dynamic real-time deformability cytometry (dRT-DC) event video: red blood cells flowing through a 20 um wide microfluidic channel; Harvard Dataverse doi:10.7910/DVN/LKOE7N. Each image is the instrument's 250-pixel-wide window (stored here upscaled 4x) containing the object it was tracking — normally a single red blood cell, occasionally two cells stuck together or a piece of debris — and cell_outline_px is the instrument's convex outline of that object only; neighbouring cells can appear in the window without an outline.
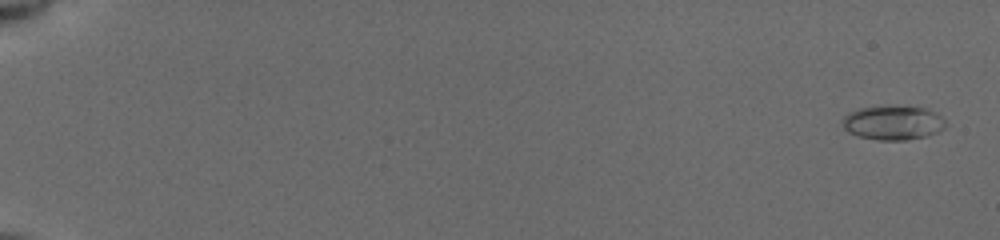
{"species": "common noctule bat (a hibernating species)", "species_latin": "Nyctalus noctula", "temperature_condition": "cold", "stored_images_in_passage": 55, "camera_frame_rate_fps": 3000, "um_per_image_px": 0.085, "animal": {"sex": "female", "body_mass_g": 19.5, "forearm_length_mm": 54.1}, "frame": {"image": 1, "passage_image": 2, "time_ms": 0.333, "image_size_px": [1000, 240], "cell_outline_px": [[944, 128], [936, 132], [924, 136], [904, 140], [876, 140], [860, 136], [848, 132], [840, 124], [840, 120], [844, 116], [860, 108], [920, 108], [940, 116], [944, 120]], "centroid_in_image_um": [75.82, 10.48], "position_along_channel_um": 9.2, "area_um2": 19.59}}
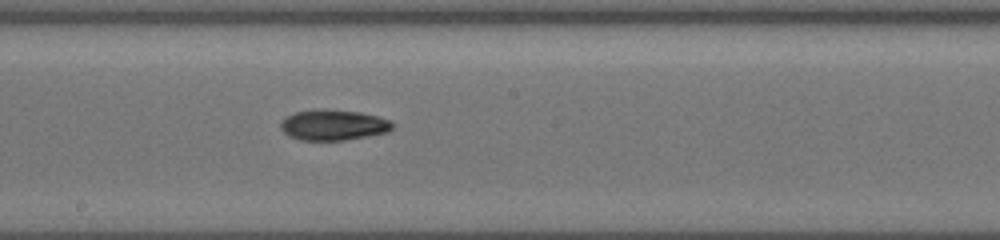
{"frame": {"image": 2, "passage_image": 33, "time_ms": 10.667, "image_size_px": [1000, 240], "cell_outline_px": [[392, 128], [388, 132], [344, 140], [300, 140], [288, 136], [280, 128], [280, 124], [288, 116], [296, 112], [312, 108], [328, 108], [360, 112], [380, 116], [392, 120]], "centroid_in_image_um": [28.34, 10.6], "position_along_channel_um": 219.9, "area_um2": 20.23}}
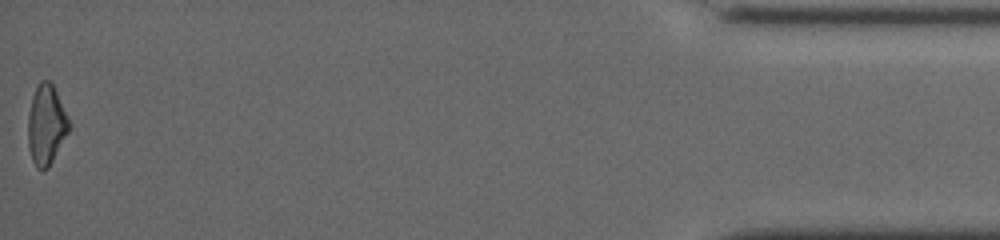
{"frame": {"image": 3, "passage_image": 55, "time_ms": 18.0, "image_size_px": [1000, 240], "cell_outline_px": [[72, 124], [68, 132], [48, 168], [44, 172], [36, 168], [32, 160], [28, 148], [28, 116], [32, 96], [40, 80], [52, 80]], "centroid_in_image_um": [3.94, 10.59], "position_along_channel_um": 431.3, "area_um2": 19.48}, "authors_computed_cell_mechanics": {"area_um2": 19.4208, "velocity_mm_per_s": 3.9524, "shape_relaxation_time_tau1_ms": 7.6381, "shape_relaxation_time_tau2_ms": null, "deformation_change_tau1": 0.1861, "deformation_change_tau2": null}}